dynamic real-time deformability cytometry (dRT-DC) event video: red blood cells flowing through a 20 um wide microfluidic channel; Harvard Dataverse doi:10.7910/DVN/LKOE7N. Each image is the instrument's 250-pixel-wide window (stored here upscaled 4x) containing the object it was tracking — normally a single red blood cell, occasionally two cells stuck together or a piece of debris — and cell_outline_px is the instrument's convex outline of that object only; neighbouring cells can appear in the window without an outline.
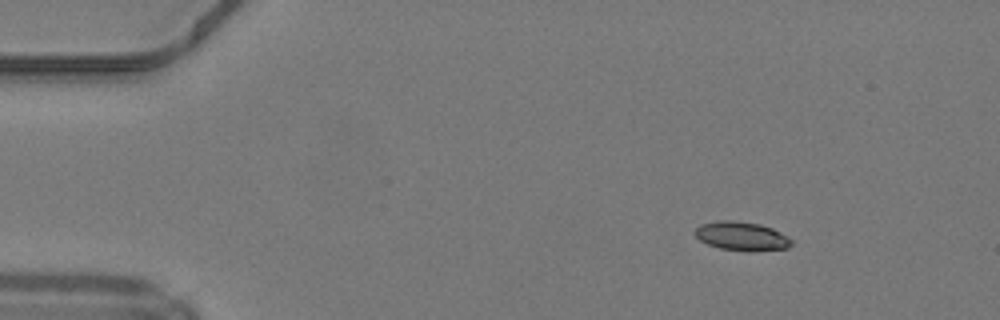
{"species": "common noctule bat (a hibernating species)", "species_latin": "Nyctalus noctula", "temperature_condition": "warm", "stored_images_in_passage": 43, "camera_frame_rate_fps": 3000, "um_per_image_px": 0.085, "animal": {"sex": "male", "body_mass_g": 19.2, "forearm_length_mm": 51.8}, "frame": {"image": 1, "passage_image": 1, "time_ms": 0.0, "image_size_px": [1000, 320], "cell_outline_px": [[792, 244], [788, 248], [752, 252], [748, 252], [720, 248], [708, 244], [700, 240], [692, 232], [700, 224], [720, 220], [732, 220], [760, 224], [772, 228], [788, 236], [792, 240]], "centroid_in_image_um": [63.05, 20.08], "position_along_channel_um": 22.0, "area_um2": 16.42}}
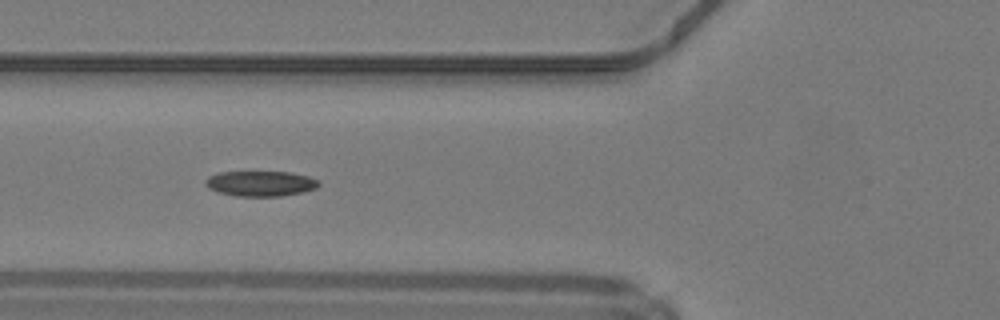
{"frame": {"image": 2, "passage_image": 13, "time_ms": 4.0, "image_size_px": [1000, 320], "cell_outline_px": [[320, 184], [316, 188], [300, 192], [280, 196], [236, 196], [216, 192], [208, 188], [204, 184], [204, 180], [208, 176], [220, 172], [288, 172], [308, 176], [320, 180]], "centroid_in_image_um": [22.1, 15.6], "position_along_channel_um": 103.7, "area_um2": 16.76}}
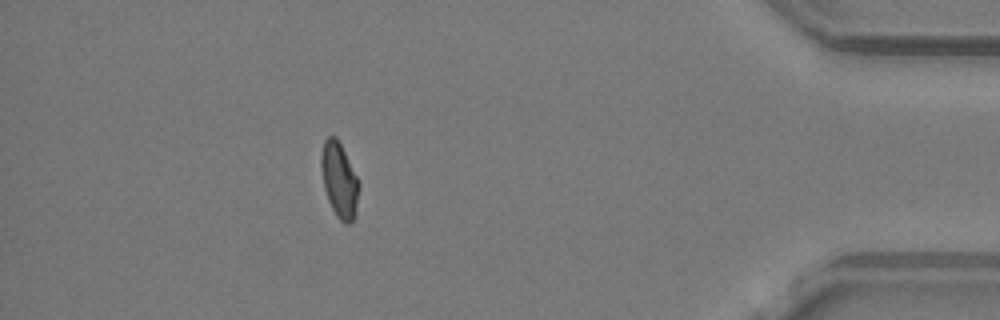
{"frame": {"image": 3, "passage_image": 38, "time_ms": 12.333, "image_size_px": [1000, 320], "cell_outline_px": [[360, 184], [356, 216], [348, 224], [344, 224], [336, 216], [328, 200], [324, 188], [320, 168], [320, 156], [324, 140], [328, 136], [336, 136], [360, 180]], "centroid_in_image_um": [28.85, 15.31], "position_along_channel_um": 406.3, "area_um2": 16.94}, "authors_computed_cell_mechanics": {"area_um2": 16.5308, "velocity_mm_per_s": 4.2259, "shape_relaxation_time_tau1_ms": 9.9927, "shape_relaxation_time_tau2_ms": 7.5628, "deformation_change_tau1": 0.2158, "deformation_change_tau2": 0.1477}}